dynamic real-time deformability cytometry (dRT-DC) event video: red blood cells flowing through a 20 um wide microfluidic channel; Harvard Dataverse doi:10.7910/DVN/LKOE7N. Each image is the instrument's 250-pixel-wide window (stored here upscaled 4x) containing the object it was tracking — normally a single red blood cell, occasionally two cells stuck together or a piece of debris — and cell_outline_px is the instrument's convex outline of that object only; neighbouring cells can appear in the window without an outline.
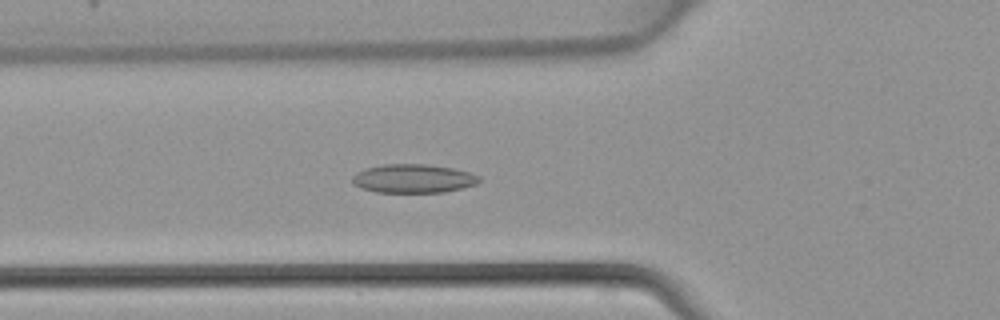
{"species": "common noctule bat (a hibernating species)", "species_latin": "Nyctalus noctula", "temperature_condition": "warm", "stored_images_in_passage": 44, "camera_frame_rate_fps": 3000, "um_per_image_px": 0.085, "animal": {"sex": "female", "body_mass_g": 22.7, "forearm_length_mm": 54.2}, "frame": {"image": 1, "passage_image": 15, "time_ms": 4.667, "image_size_px": [1000, 320], "cell_outline_px": [[480, 180], [476, 184], [444, 192], [376, 192], [360, 188], [352, 184], [352, 176], [356, 172], [364, 168], [384, 164], [428, 164], [452, 168], [468, 172], [480, 176]], "centroid_in_image_um": [35.07, 15.17], "position_along_channel_um": 90.7, "area_um2": 21.27}}
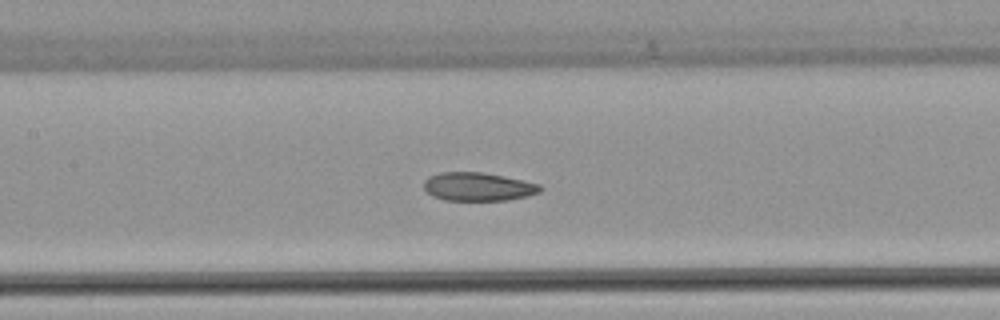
{"frame": {"image": 2, "passage_image": 20, "time_ms": 6.333, "image_size_px": [1000, 320], "cell_outline_px": [[544, 188], [540, 192], [528, 196], [508, 200], [444, 200], [432, 196], [424, 188], [424, 180], [428, 176], [440, 172], [480, 172], [504, 176], [540, 184]], "centroid_in_image_um": [40.64, 15.87], "position_along_channel_um": 166.8, "area_um2": 19.36}}
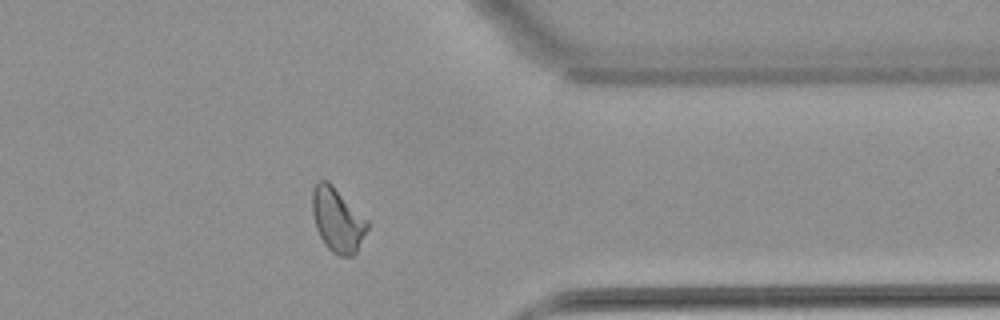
{"frame": {"image": 3, "passage_image": 35, "time_ms": 11.333, "image_size_px": [1000, 320], "cell_outline_px": [[368, 228], [356, 252], [352, 256], [340, 256], [332, 252], [324, 244], [316, 228], [312, 212], [312, 192], [316, 184], [320, 180], [328, 180], [368, 220]], "centroid_in_image_um": [28.68, 18.69], "position_along_channel_um": 382.7, "area_um2": 20.46}}